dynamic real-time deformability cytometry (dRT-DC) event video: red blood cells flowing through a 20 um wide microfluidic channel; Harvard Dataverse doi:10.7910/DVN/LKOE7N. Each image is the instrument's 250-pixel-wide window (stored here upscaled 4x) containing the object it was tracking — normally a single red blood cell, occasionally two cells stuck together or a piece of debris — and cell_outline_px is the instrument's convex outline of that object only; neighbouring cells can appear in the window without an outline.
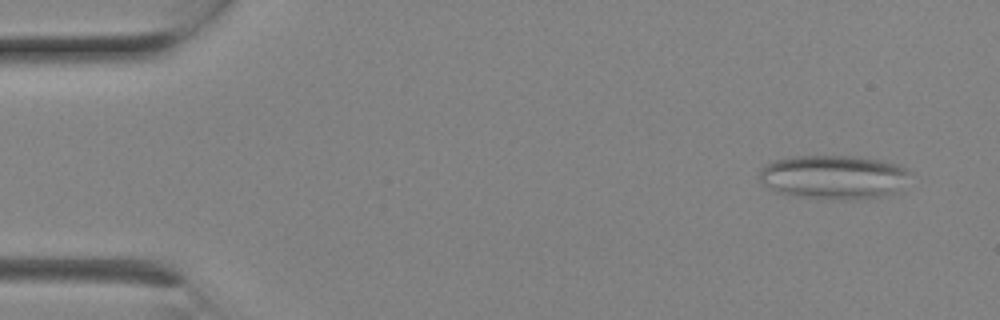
{"species": "Egyptian fruit bat (a non-hibernating species)", "species_latin": "Rousettus aegyptiacus", "temperature_condition": "room temperature", "stored_images_in_passage": 9, "camera_frame_rate_fps": 3000, "um_per_image_px": 0.085, "animal": {"sex": "female"}, "frame": {"image": 1, "passage_image": 2, "time_ms": 0.333, "image_size_px": [1000, 320], "cell_outline_px": [[912, 172], [896, 192], [880, 196], [860, 200], [844, 200], [788, 196], [764, 188], [760, 180], [760, 168], [764, 164], [772, 160], [792, 156], [856, 156], [880, 160], [896, 164]], "centroid_in_image_um": [70.78, 15.06], "position_along_channel_um": 14.2, "area_um2": 39.25}}
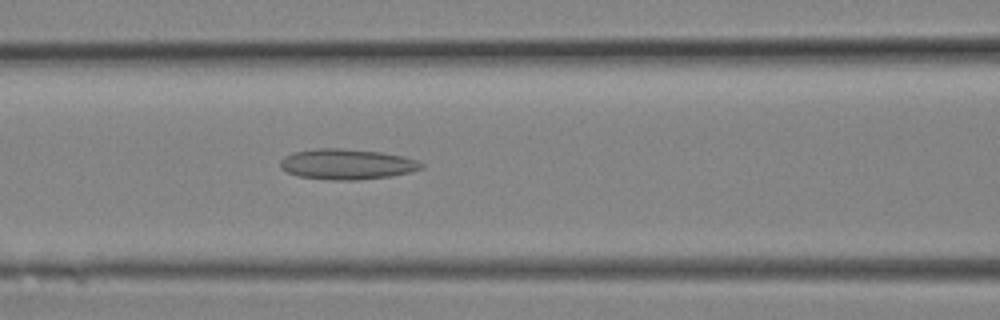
{"frame": {"image": 2, "passage_image": 9, "time_ms": 2.667, "image_size_px": [1000, 320], "cell_outline_px": [[424, 168], [408, 172], [388, 176], [360, 180], [328, 180], [300, 176], [288, 172], [280, 168], [280, 160], [284, 156], [292, 152], [316, 148], [340, 148], [380, 152], [404, 156], [416, 160], [424, 164]], "centroid_in_image_um": [29.46, 13.95], "position_along_channel_um": 137.1, "area_um2": 25.09}}